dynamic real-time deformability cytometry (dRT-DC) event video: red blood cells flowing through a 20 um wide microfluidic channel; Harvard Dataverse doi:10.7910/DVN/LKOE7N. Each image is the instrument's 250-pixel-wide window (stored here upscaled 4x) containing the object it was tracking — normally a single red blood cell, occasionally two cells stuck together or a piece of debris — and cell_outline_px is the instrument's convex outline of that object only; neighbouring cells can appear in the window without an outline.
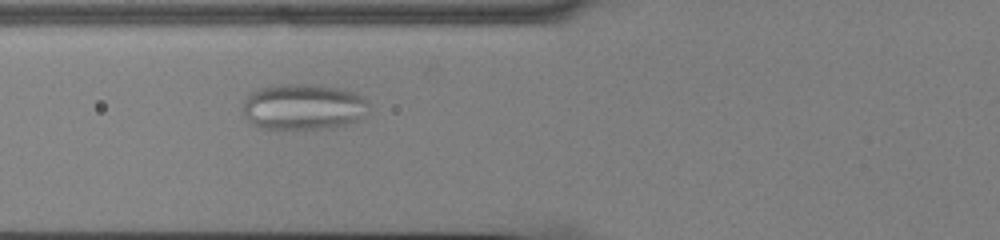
{"species": "common noctule bat (a hibernating species)", "species_latin": "Nyctalus noctula", "temperature_condition": "cold", "stored_images_in_passage": 47, "camera_frame_rate_fps": 3000, "um_per_image_px": 0.085, "animal": {"sex": "male", "body_mass_g": 13.0, "forearm_length_mm": 53.1}, "frame": {"image": 1, "passage_image": 13, "time_ms": 4.0, "image_size_px": [1000, 240], "cell_outline_px": [[368, 104], [360, 120], [332, 128], [260, 128], [252, 124], [248, 120], [244, 112], [244, 100], [252, 92], [260, 88], [284, 84], [312, 84], [340, 88], [364, 96], [368, 100]], "centroid_in_image_um": [25.8, 9.07], "position_along_channel_um": 100.0, "area_um2": 33.47}}
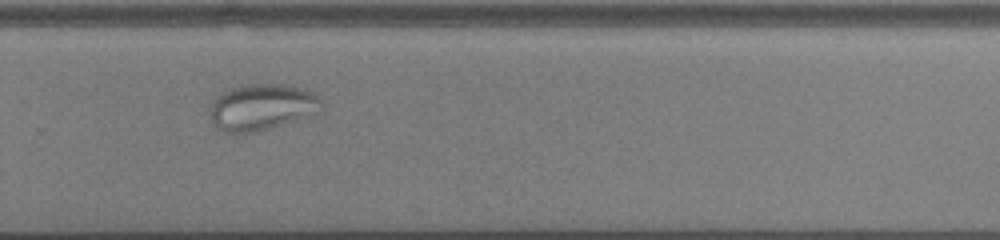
{"frame": {"image": 2, "passage_image": 30, "time_ms": 9.667, "image_size_px": [1000, 240], "cell_outline_px": [[320, 112], [308, 116], [256, 132], [224, 132], [212, 120], [208, 112], [208, 108], [212, 100], [224, 92], [232, 88], [244, 84], [280, 84], [304, 88], [312, 92], [320, 100]], "centroid_in_image_um": [22.23, 9.09], "position_along_channel_um": 307.6, "area_um2": 29.77}}
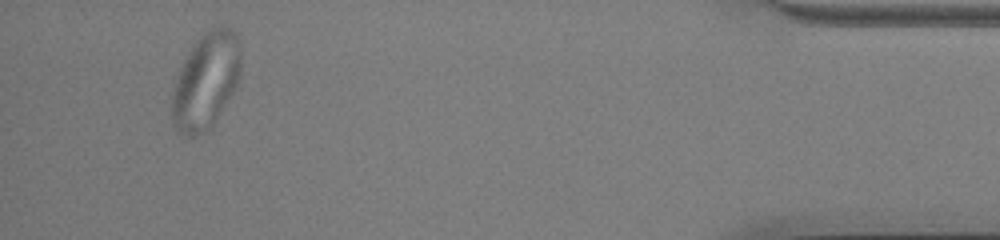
{"frame": {"image": 3, "passage_image": 44, "time_ms": 14.333, "image_size_px": [1000, 240], "cell_outline_px": [[240, 76], [236, 88], [212, 128], [196, 136], [180, 136], [172, 116], [172, 96], [176, 80], [180, 68], [184, 60], [200, 36], [208, 28], [216, 24], [220, 24], [232, 28], [240, 40]], "centroid_in_image_um": [17.54, 6.86], "position_along_channel_um": 417.7, "area_um2": 39.02}}